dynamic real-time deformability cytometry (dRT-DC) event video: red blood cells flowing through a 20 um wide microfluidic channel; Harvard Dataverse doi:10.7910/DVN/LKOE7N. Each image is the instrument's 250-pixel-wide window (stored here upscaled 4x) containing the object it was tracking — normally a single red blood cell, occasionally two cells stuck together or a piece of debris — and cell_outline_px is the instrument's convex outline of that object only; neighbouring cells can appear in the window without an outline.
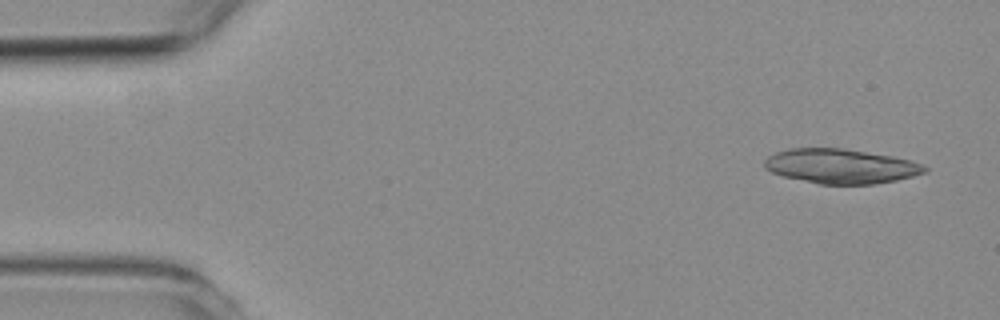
{"species": "common noctule bat (a hibernating species)", "species_latin": "Nyctalus noctula", "temperature_condition": "room temperature", "stored_images_in_passage": 4, "camera_frame_rate_fps": 3000, "um_per_image_px": 0.085, "animal": {"sex": "female", "body_mass_g": 19.3, "forearm_length_mm": 54.1}, "frame": {"image": 1, "passage_image": 1, "time_ms": 0.0, "image_size_px": [1000, 320], "cell_outline_px": [[928, 172], [896, 180], [872, 184], [820, 184], [784, 176], [772, 172], [764, 168], [764, 160], [768, 156], [776, 152], [792, 148], [840, 148], [892, 156], [908, 160], [920, 164], [928, 168]], "centroid_in_image_um": [71.45, 14.13], "position_along_channel_um": 13.6, "area_um2": 31.96}}